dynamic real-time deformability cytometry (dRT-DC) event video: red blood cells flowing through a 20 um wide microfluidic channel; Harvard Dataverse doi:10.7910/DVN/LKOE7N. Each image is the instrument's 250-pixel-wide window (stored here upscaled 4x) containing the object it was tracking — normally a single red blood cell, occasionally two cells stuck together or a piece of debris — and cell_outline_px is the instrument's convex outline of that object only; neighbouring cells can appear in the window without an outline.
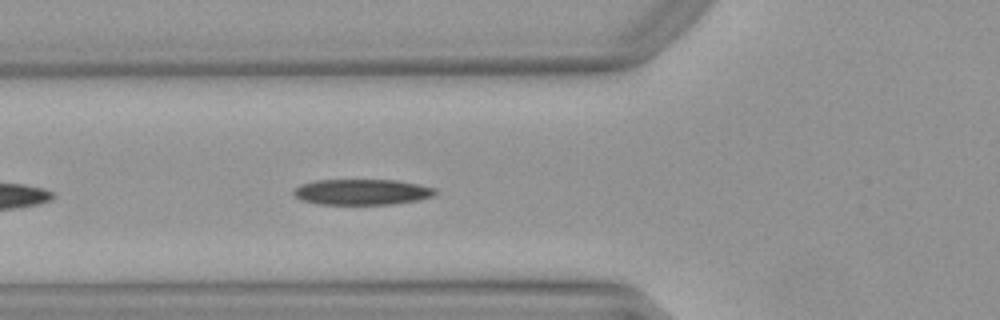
{"species": "Egyptian fruit bat (a non-hibernating species)", "species_latin": "Rousettus aegyptiacus", "temperature_condition": "warm", "stored_images_in_passage": 10, "camera_frame_rate_fps": 3000, "um_per_image_px": 0.085, "animal": {"sex": "female"}, "frame": {"image": 1, "passage_image": 6, "time_ms": 1.667, "image_size_px": [1000, 320], "cell_outline_px": [[436, 192], [432, 196], [416, 200], [392, 204], [316, 204], [300, 200], [292, 192], [300, 184], [316, 180], [396, 180], [420, 184], [436, 188]], "centroid_in_image_um": [30.74, 16.31], "position_along_channel_um": 95.1, "area_um2": 21.21}}